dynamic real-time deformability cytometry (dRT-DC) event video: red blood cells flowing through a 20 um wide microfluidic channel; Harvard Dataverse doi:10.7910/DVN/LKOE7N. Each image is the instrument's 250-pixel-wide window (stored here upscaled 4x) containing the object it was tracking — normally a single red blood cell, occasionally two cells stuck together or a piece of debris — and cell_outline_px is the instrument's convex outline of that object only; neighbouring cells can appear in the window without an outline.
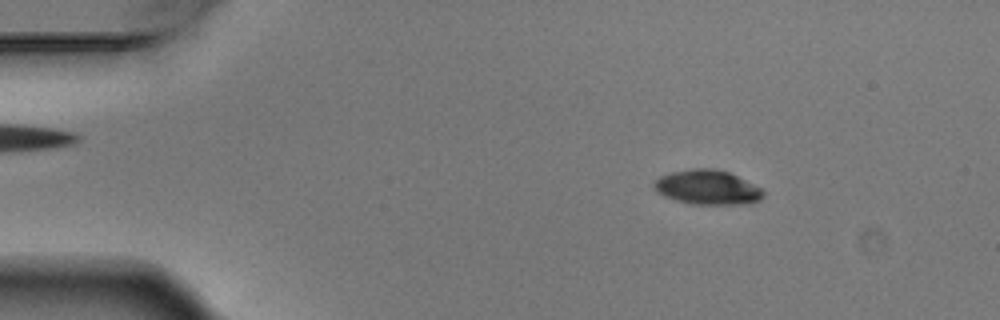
{"species": "Egyptian fruit bat (a non-hibernating species)", "species_latin": "Rousettus aegyptiacus", "temperature_condition": "warm", "stored_images_in_passage": 5, "camera_frame_rate_fps": 3000, "um_per_image_px": 0.085, "animal": {"sex": "male"}, "frame": {"image": 1, "passage_image": 3, "time_ms": 0.667, "image_size_px": [1000, 320], "cell_outline_px": [[764, 196], [760, 200], [752, 204], [692, 204], [676, 200], [664, 196], [656, 192], [652, 184], [660, 176], [672, 172], [692, 168], [712, 168], [728, 172], [760, 188], [764, 192]], "centroid_in_image_um": [60.12, 15.93], "position_along_channel_um": 24.9, "area_um2": 21.91}}